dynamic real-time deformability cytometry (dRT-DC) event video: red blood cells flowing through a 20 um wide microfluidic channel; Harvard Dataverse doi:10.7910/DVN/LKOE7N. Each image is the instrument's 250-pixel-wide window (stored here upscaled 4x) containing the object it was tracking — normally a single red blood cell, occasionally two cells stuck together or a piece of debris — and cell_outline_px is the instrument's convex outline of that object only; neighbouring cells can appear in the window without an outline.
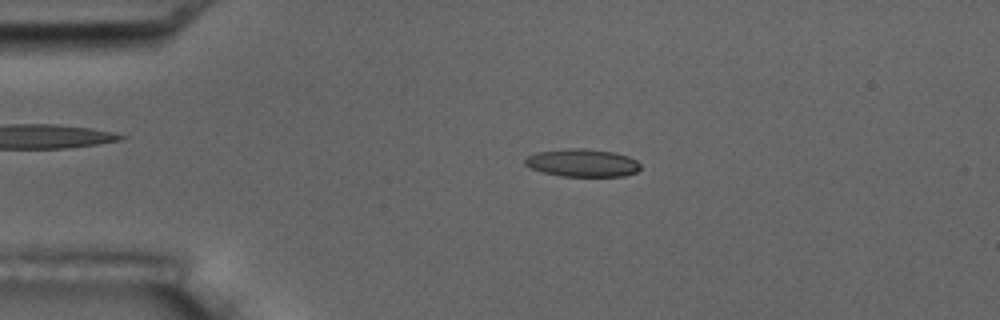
{"species": "common noctule bat (a hibernating species)", "species_latin": "Nyctalus noctula", "temperature_condition": "room temperature", "stored_images_in_passage": 4, "camera_frame_rate_fps": 3000, "um_per_image_px": 0.085, "animal": {"sex": "male", "body_mass_g": 17.5, "forearm_length_mm": 52.3}, "frame": {"image": 1, "passage_image": 3, "time_ms": 2.333, "image_size_px": [1000, 320], "cell_outline_px": [[640, 168], [636, 172], [624, 176], [560, 176], [544, 172], [532, 168], [524, 164], [524, 160], [528, 156], [536, 152], [568, 148], [584, 148], [612, 152], [628, 156], [636, 160], [640, 164]], "centroid_in_image_um": [49.5, 13.84], "position_along_channel_um": 35.5, "area_um2": 18.61}}